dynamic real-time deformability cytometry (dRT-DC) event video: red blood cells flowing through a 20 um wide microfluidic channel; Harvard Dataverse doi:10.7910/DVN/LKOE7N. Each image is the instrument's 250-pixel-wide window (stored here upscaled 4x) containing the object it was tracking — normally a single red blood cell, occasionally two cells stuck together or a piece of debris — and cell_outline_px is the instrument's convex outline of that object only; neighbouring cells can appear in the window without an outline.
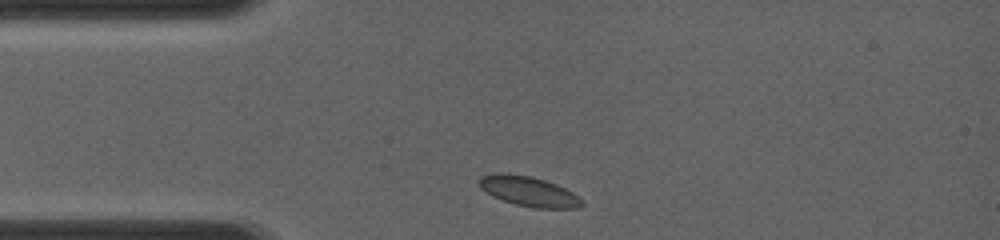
{"species": "common noctule bat (a hibernating species)", "species_latin": "Nyctalus noctula", "temperature_condition": "room temperature", "stored_images_in_passage": 3, "camera_frame_rate_fps": 4000, "um_per_image_px": 0.085, "animal": {"sex": "female", "body_mass_g": 19.0, "forearm_length_mm": 56.7}, "frame": {"image": 1, "passage_image": 1, "time_ms": 0.0, "image_size_px": [1000, 240], "cell_outline_px": [[584, 204], [576, 208], [536, 208], [516, 204], [492, 196], [480, 188], [480, 180], [484, 176], [528, 176], [544, 180], [564, 188], [572, 192]], "centroid_in_image_um": [45.01, 16.33], "position_along_channel_um": 40.0, "area_um2": 16.7}}
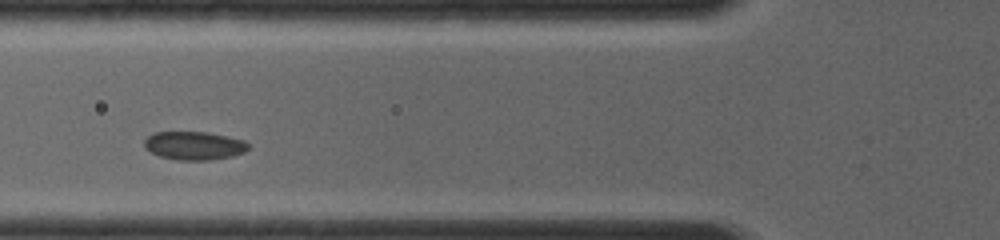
{"frame": {"image": 2, "passage_image": 3, "time_ms": 2.0, "image_size_px": [1000, 240], "cell_outline_px": [[248, 148], [244, 152], [232, 156], [208, 160], [180, 160], [160, 156], [152, 152], [144, 144], [144, 140], [148, 136], [156, 132], [204, 132], [224, 136], [240, 140], [248, 144]], "centroid_in_image_um": [16.48, 12.38], "position_along_channel_um": 109.3, "area_um2": 16.7}}